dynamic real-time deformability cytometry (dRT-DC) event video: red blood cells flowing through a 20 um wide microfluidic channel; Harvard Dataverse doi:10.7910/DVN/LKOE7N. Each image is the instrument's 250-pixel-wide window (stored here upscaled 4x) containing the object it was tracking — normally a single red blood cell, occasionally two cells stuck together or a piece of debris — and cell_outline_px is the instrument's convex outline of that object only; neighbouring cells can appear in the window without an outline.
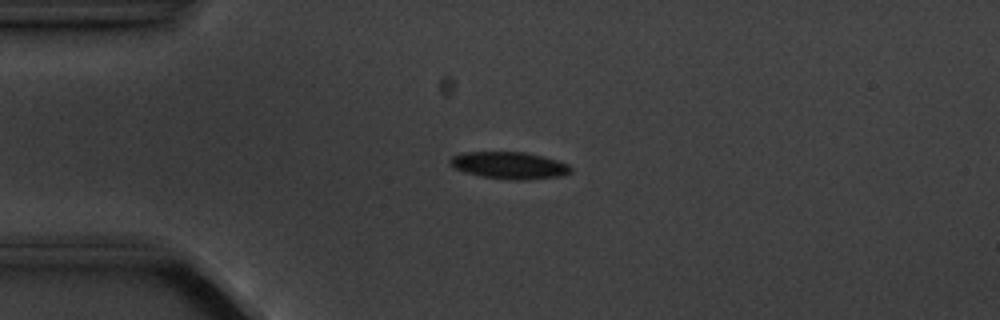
{"species": "common noctule bat (a hibernating species)", "species_latin": "Nyctalus noctula", "temperature_condition": "cold", "stored_images_in_passage": 3, "camera_frame_rate_fps": 3000, "um_per_image_px": 0.085, "animal": {"sex": "male", "body_mass_g": 20.1, "forearm_length_mm": 53.5}, "frame": {"image": 1, "passage_image": 2, "time_ms": 2.0, "image_size_px": [1000, 320], "cell_outline_px": [[572, 172], [564, 176], [520, 180], [512, 180], [484, 176], [464, 172], [456, 168], [448, 160], [452, 156], [464, 152], [524, 152], [556, 160], [568, 164], [572, 168]], "centroid_in_image_um": [43.32, 14.06], "position_along_channel_um": 41.7, "area_um2": 18.79}}